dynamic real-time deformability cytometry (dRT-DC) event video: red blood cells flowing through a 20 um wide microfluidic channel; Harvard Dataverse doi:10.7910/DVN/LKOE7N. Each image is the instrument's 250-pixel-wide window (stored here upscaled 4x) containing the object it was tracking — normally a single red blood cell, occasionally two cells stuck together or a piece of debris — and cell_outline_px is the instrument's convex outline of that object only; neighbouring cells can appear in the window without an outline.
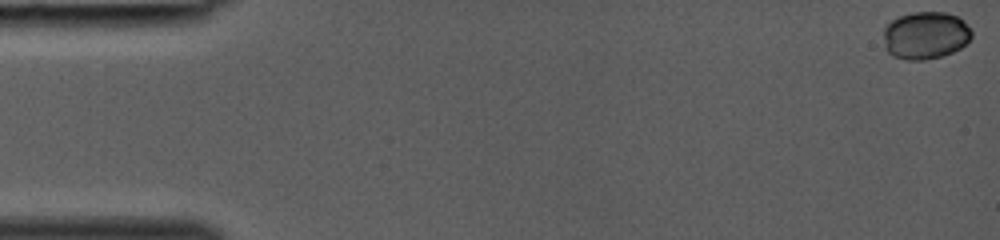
{"species": "common noctule bat (a hibernating species)", "species_latin": "Nyctalus noctula", "temperature_condition": "room temperature", "stored_images_in_passage": 35, "camera_frame_rate_fps": 3000, "um_per_image_px": 0.085, "animal": {"sex": "female", "body_mass_g": 19.0, "forearm_length_mm": 53.3}, "frame": {"image": 1, "passage_image": 1, "time_ms": 0.0, "image_size_px": [1000, 240], "cell_outline_px": [[972, 36], [968, 44], [944, 56], [924, 60], [904, 60], [892, 56], [884, 48], [884, 28], [892, 20], [900, 16], [912, 12], [944, 12], [956, 16], [964, 20], [972, 32]], "centroid_in_image_um": [78.67, 3.02], "position_along_channel_um": 6.3, "area_um2": 24.74}}
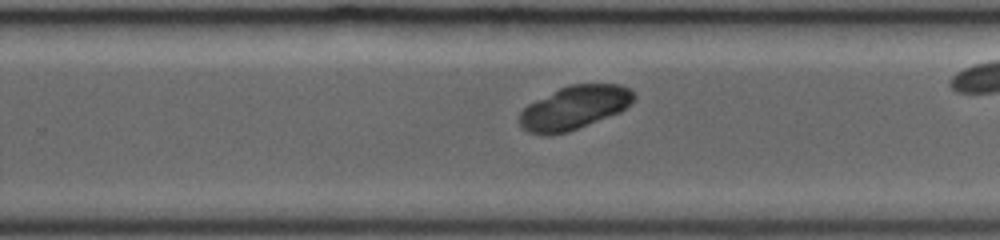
{"frame": {"image": 2, "passage_image": 27, "time_ms": 8.667, "image_size_px": [1000, 240], "cell_outline_px": [[636, 96], [620, 112], [568, 132], [548, 136], [544, 136], [528, 132], [520, 128], [520, 112], [528, 104], [568, 84], [620, 84], [632, 88], [636, 92]], "centroid_in_image_um": [48.82, 9.16], "position_along_channel_um": 281.0, "area_um2": 29.13}}
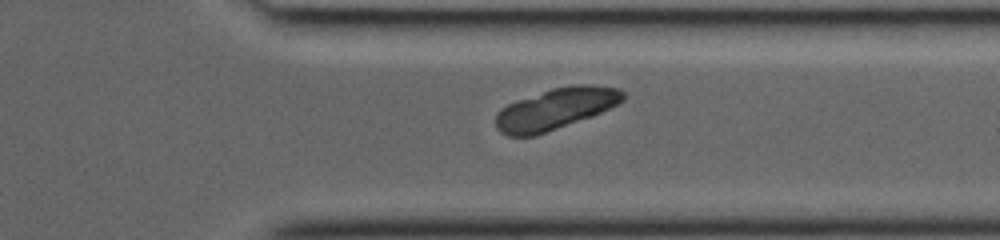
{"frame": {"image": 3, "passage_image": 32, "time_ms": 10.333, "image_size_px": [1000, 240], "cell_outline_px": [[624, 100], [592, 116], [536, 136], [508, 136], [500, 132], [496, 128], [496, 112], [500, 108], [516, 100], [552, 88], [572, 84], [588, 84], [620, 88], [624, 92]], "centroid_in_image_um": [47.2, 9.24], "position_along_channel_um": 364.2, "area_um2": 30.69}}